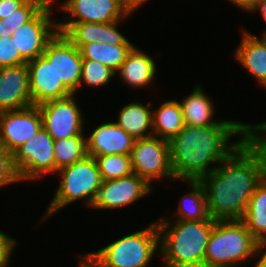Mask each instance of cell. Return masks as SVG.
Returning a JSON list of instances; mask_svg holds the SVG:
<instances>
[{
	"label": "cell",
	"mask_w": 266,
	"mask_h": 267,
	"mask_svg": "<svg viewBox=\"0 0 266 267\" xmlns=\"http://www.w3.org/2000/svg\"><path fill=\"white\" fill-rule=\"evenodd\" d=\"M27 0H0V19H4L21 7Z\"/></svg>",
	"instance_id": "obj_34"
},
{
	"label": "cell",
	"mask_w": 266,
	"mask_h": 267,
	"mask_svg": "<svg viewBox=\"0 0 266 267\" xmlns=\"http://www.w3.org/2000/svg\"><path fill=\"white\" fill-rule=\"evenodd\" d=\"M266 88V84L264 85ZM248 130L251 134H265L266 133V121L259 123V124H246Z\"/></svg>",
	"instance_id": "obj_38"
},
{
	"label": "cell",
	"mask_w": 266,
	"mask_h": 267,
	"mask_svg": "<svg viewBox=\"0 0 266 267\" xmlns=\"http://www.w3.org/2000/svg\"><path fill=\"white\" fill-rule=\"evenodd\" d=\"M262 37L265 39L266 41V32L265 33H262Z\"/></svg>",
	"instance_id": "obj_42"
},
{
	"label": "cell",
	"mask_w": 266,
	"mask_h": 267,
	"mask_svg": "<svg viewBox=\"0 0 266 267\" xmlns=\"http://www.w3.org/2000/svg\"><path fill=\"white\" fill-rule=\"evenodd\" d=\"M20 181L19 173L13 162V153L0 144V187Z\"/></svg>",
	"instance_id": "obj_31"
},
{
	"label": "cell",
	"mask_w": 266,
	"mask_h": 267,
	"mask_svg": "<svg viewBox=\"0 0 266 267\" xmlns=\"http://www.w3.org/2000/svg\"><path fill=\"white\" fill-rule=\"evenodd\" d=\"M191 191L180 199L176 220L198 221L208 219L205 188L200 181H188Z\"/></svg>",
	"instance_id": "obj_26"
},
{
	"label": "cell",
	"mask_w": 266,
	"mask_h": 267,
	"mask_svg": "<svg viewBox=\"0 0 266 267\" xmlns=\"http://www.w3.org/2000/svg\"><path fill=\"white\" fill-rule=\"evenodd\" d=\"M12 153L21 181H35L55 173L54 139L43 127Z\"/></svg>",
	"instance_id": "obj_7"
},
{
	"label": "cell",
	"mask_w": 266,
	"mask_h": 267,
	"mask_svg": "<svg viewBox=\"0 0 266 267\" xmlns=\"http://www.w3.org/2000/svg\"><path fill=\"white\" fill-rule=\"evenodd\" d=\"M266 176V136L250 134L200 183L213 220H242L256 186Z\"/></svg>",
	"instance_id": "obj_1"
},
{
	"label": "cell",
	"mask_w": 266,
	"mask_h": 267,
	"mask_svg": "<svg viewBox=\"0 0 266 267\" xmlns=\"http://www.w3.org/2000/svg\"><path fill=\"white\" fill-rule=\"evenodd\" d=\"M156 252H160V236L153 222L88 255L101 267H148Z\"/></svg>",
	"instance_id": "obj_5"
},
{
	"label": "cell",
	"mask_w": 266,
	"mask_h": 267,
	"mask_svg": "<svg viewBox=\"0 0 266 267\" xmlns=\"http://www.w3.org/2000/svg\"><path fill=\"white\" fill-rule=\"evenodd\" d=\"M134 45H112L101 42L83 44L79 50L83 59L98 61L115 72L126 60Z\"/></svg>",
	"instance_id": "obj_24"
},
{
	"label": "cell",
	"mask_w": 266,
	"mask_h": 267,
	"mask_svg": "<svg viewBox=\"0 0 266 267\" xmlns=\"http://www.w3.org/2000/svg\"><path fill=\"white\" fill-rule=\"evenodd\" d=\"M164 219L156 221L164 267H205L206 248L215 220L209 217L198 221L176 220L171 224Z\"/></svg>",
	"instance_id": "obj_3"
},
{
	"label": "cell",
	"mask_w": 266,
	"mask_h": 267,
	"mask_svg": "<svg viewBox=\"0 0 266 267\" xmlns=\"http://www.w3.org/2000/svg\"><path fill=\"white\" fill-rule=\"evenodd\" d=\"M52 6L54 4L47 3L29 22L12 33L11 41L26 62L41 56L58 32L57 22L51 18Z\"/></svg>",
	"instance_id": "obj_10"
},
{
	"label": "cell",
	"mask_w": 266,
	"mask_h": 267,
	"mask_svg": "<svg viewBox=\"0 0 266 267\" xmlns=\"http://www.w3.org/2000/svg\"><path fill=\"white\" fill-rule=\"evenodd\" d=\"M87 144L85 135L54 141L55 173L85 158Z\"/></svg>",
	"instance_id": "obj_27"
},
{
	"label": "cell",
	"mask_w": 266,
	"mask_h": 267,
	"mask_svg": "<svg viewBox=\"0 0 266 267\" xmlns=\"http://www.w3.org/2000/svg\"><path fill=\"white\" fill-rule=\"evenodd\" d=\"M153 59L134 46L116 74H120V79L131 87H145L152 83V80L156 77L155 74H157Z\"/></svg>",
	"instance_id": "obj_20"
},
{
	"label": "cell",
	"mask_w": 266,
	"mask_h": 267,
	"mask_svg": "<svg viewBox=\"0 0 266 267\" xmlns=\"http://www.w3.org/2000/svg\"><path fill=\"white\" fill-rule=\"evenodd\" d=\"M57 173L60 174L61 181L42 221L79 199H83V204L88 206L102 183L98 164L95 158L89 155L58 170Z\"/></svg>",
	"instance_id": "obj_6"
},
{
	"label": "cell",
	"mask_w": 266,
	"mask_h": 267,
	"mask_svg": "<svg viewBox=\"0 0 266 267\" xmlns=\"http://www.w3.org/2000/svg\"><path fill=\"white\" fill-rule=\"evenodd\" d=\"M152 188L135 173L118 179L102 181L88 207L99 210L118 209L143 198L152 192Z\"/></svg>",
	"instance_id": "obj_11"
},
{
	"label": "cell",
	"mask_w": 266,
	"mask_h": 267,
	"mask_svg": "<svg viewBox=\"0 0 266 267\" xmlns=\"http://www.w3.org/2000/svg\"><path fill=\"white\" fill-rule=\"evenodd\" d=\"M239 140L229 143L235 135ZM246 124L221 120L210 126H187L169 141L170 160L175 179L200 181L210 174L249 135ZM216 163L213 167L209 166ZM218 164V165H217Z\"/></svg>",
	"instance_id": "obj_2"
},
{
	"label": "cell",
	"mask_w": 266,
	"mask_h": 267,
	"mask_svg": "<svg viewBox=\"0 0 266 267\" xmlns=\"http://www.w3.org/2000/svg\"><path fill=\"white\" fill-rule=\"evenodd\" d=\"M16 240L0 231V267H7L16 247Z\"/></svg>",
	"instance_id": "obj_33"
},
{
	"label": "cell",
	"mask_w": 266,
	"mask_h": 267,
	"mask_svg": "<svg viewBox=\"0 0 266 267\" xmlns=\"http://www.w3.org/2000/svg\"><path fill=\"white\" fill-rule=\"evenodd\" d=\"M47 3L44 0H27L4 19H0V36L12 37V33L29 22Z\"/></svg>",
	"instance_id": "obj_28"
},
{
	"label": "cell",
	"mask_w": 266,
	"mask_h": 267,
	"mask_svg": "<svg viewBox=\"0 0 266 267\" xmlns=\"http://www.w3.org/2000/svg\"><path fill=\"white\" fill-rule=\"evenodd\" d=\"M82 257L79 263V267H101L92 257L88 254H82Z\"/></svg>",
	"instance_id": "obj_39"
},
{
	"label": "cell",
	"mask_w": 266,
	"mask_h": 267,
	"mask_svg": "<svg viewBox=\"0 0 266 267\" xmlns=\"http://www.w3.org/2000/svg\"><path fill=\"white\" fill-rule=\"evenodd\" d=\"M264 248L265 250L263 251ZM260 252L262 254L261 257L258 256ZM255 254H257L255 256L259 257V260L254 267H266V236L256 240Z\"/></svg>",
	"instance_id": "obj_35"
},
{
	"label": "cell",
	"mask_w": 266,
	"mask_h": 267,
	"mask_svg": "<svg viewBox=\"0 0 266 267\" xmlns=\"http://www.w3.org/2000/svg\"><path fill=\"white\" fill-rule=\"evenodd\" d=\"M242 221L256 240L266 236V176L256 186Z\"/></svg>",
	"instance_id": "obj_25"
},
{
	"label": "cell",
	"mask_w": 266,
	"mask_h": 267,
	"mask_svg": "<svg viewBox=\"0 0 266 267\" xmlns=\"http://www.w3.org/2000/svg\"><path fill=\"white\" fill-rule=\"evenodd\" d=\"M86 137L89 156L109 154L130 155L135 139L120 128L115 122L100 124Z\"/></svg>",
	"instance_id": "obj_18"
},
{
	"label": "cell",
	"mask_w": 266,
	"mask_h": 267,
	"mask_svg": "<svg viewBox=\"0 0 266 267\" xmlns=\"http://www.w3.org/2000/svg\"><path fill=\"white\" fill-rule=\"evenodd\" d=\"M126 12L131 15L135 9L138 10L140 5L142 6L148 0H122Z\"/></svg>",
	"instance_id": "obj_36"
},
{
	"label": "cell",
	"mask_w": 266,
	"mask_h": 267,
	"mask_svg": "<svg viewBox=\"0 0 266 267\" xmlns=\"http://www.w3.org/2000/svg\"><path fill=\"white\" fill-rule=\"evenodd\" d=\"M48 101L38 105L42 127L55 140L84 134V116L74 96Z\"/></svg>",
	"instance_id": "obj_9"
},
{
	"label": "cell",
	"mask_w": 266,
	"mask_h": 267,
	"mask_svg": "<svg viewBox=\"0 0 266 267\" xmlns=\"http://www.w3.org/2000/svg\"><path fill=\"white\" fill-rule=\"evenodd\" d=\"M32 105L26 63L0 67V113Z\"/></svg>",
	"instance_id": "obj_17"
},
{
	"label": "cell",
	"mask_w": 266,
	"mask_h": 267,
	"mask_svg": "<svg viewBox=\"0 0 266 267\" xmlns=\"http://www.w3.org/2000/svg\"><path fill=\"white\" fill-rule=\"evenodd\" d=\"M94 158L102 181L118 179L133 173L130 155L109 154Z\"/></svg>",
	"instance_id": "obj_29"
},
{
	"label": "cell",
	"mask_w": 266,
	"mask_h": 267,
	"mask_svg": "<svg viewBox=\"0 0 266 267\" xmlns=\"http://www.w3.org/2000/svg\"><path fill=\"white\" fill-rule=\"evenodd\" d=\"M153 136L170 141L184 127L182 108L177 100L165 101L152 111Z\"/></svg>",
	"instance_id": "obj_23"
},
{
	"label": "cell",
	"mask_w": 266,
	"mask_h": 267,
	"mask_svg": "<svg viewBox=\"0 0 266 267\" xmlns=\"http://www.w3.org/2000/svg\"><path fill=\"white\" fill-rule=\"evenodd\" d=\"M242 40L235 50L239 64L254 76L261 85L266 84V41L263 37L242 31Z\"/></svg>",
	"instance_id": "obj_19"
},
{
	"label": "cell",
	"mask_w": 266,
	"mask_h": 267,
	"mask_svg": "<svg viewBox=\"0 0 266 267\" xmlns=\"http://www.w3.org/2000/svg\"><path fill=\"white\" fill-rule=\"evenodd\" d=\"M120 22L121 20L110 23L57 21V28L59 33H62L78 48L83 44L91 42H101L112 45H133L117 29Z\"/></svg>",
	"instance_id": "obj_16"
},
{
	"label": "cell",
	"mask_w": 266,
	"mask_h": 267,
	"mask_svg": "<svg viewBox=\"0 0 266 267\" xmlns=\"http://www.w3.org/2000/svg\"><path fill=\"white\" fill-rule=\"evenodd\" d=\"M60 8L69 17L64 22L110 23L129 17L122 0H66Z\"/></svg>",
	"instance_id": "obj_15"
},
{
	"label": "cell",
	"mask_w": 266,
	"mask_h": 267,
	"mask_svg": "<svg viewBox=\"0 0 266 267\" xmlns=\"http://www.w3.org/2000/svg\"><path fill=\"white\" fill-rule=\"evenodd\" d=\"M42 129L38 106L0 113V144L13 152Z\"/></svg>",
	"instance_id": "obj_13"
},
{
	"label": "cell",
	"mask_w": 266,
	"mask_h": 267,
	"mask_svg": "<svg viewBox=\"0 0 266 267\" xmlns=\"http://www.w3.org/2000/svg\"><path fill=\"white\" fill-rule=\"evenodd\" d=\"M203 91L200 84H196L193 91L180 103L184 125L187 126H210L218 124L221 120L212 119L214 104Z\"/></svg>",
	"instance_id": "obj_22"
},
{
	"label": "cell",
	"mask_w": 266,
	"mask_h": 267,
	"mask_svg": "<svg viewBox=\"0 0 266 267\" xmlns=\"http://www.w3.org/2000/svg\"><path fill=\"white\" fill-rule=\"evenodd\" d=\"M42 55L53 65L58 80L76 95L83 61L79 48L57 32L47 43Z\"/></svg>",
	"instance_id": "obj_12"
},
{
	"label": "cell",
	"mask_w": 266,
	"mask_h": 267,
	"mask_svg": "<svg viewBox=\"0 0 266 267\" xmlns=\"http://www.w3.org/2000/svg\"><path fill=\"white\" fill-rule=\"evenodd\" d=\"M112 68L90 59H83L81 68L80 87L85 84L88 87H99L108 84L116 75Z\"/></svg>",
	"instance_id": "obj_30"
},
{
	"label": "cell",
	"mask_w": 266,
	"mask_h": 267,
	"mask_svg": "<svg viewBox=\"0 0 266 267\" xmlns=\"http://www.w3.org/2000/svg\"><path fill=\"white\" fill-rule=\"evenodd\" d=\"M235 6L241 8V10H245L251 12L255 7L257 0H229Z\"/></svg>",
	"instance_id": "obj_37"
},
{
	"label": "cell",
	"mask_w": 266,
	"mask_h": 267,
	"mask_svg": "<svg viewBox=\"0 0 266 267\" xmlns=\"http://www.w3.org/2000/svg\"><path fill=\"white\" fill-rule=\"evenodd\" d=\"M135 101L120 110L118 121L115 123L134 139L151 137L153 136L152 108L154 107L150 102L145 106L141 102ZM148 128L151 130L149 131Z\"/></svg>",
	"instance_id": "obj_21"
},
{
	"label": "cell",
	"mask_w": 266,
	"mask_h": 267,
	"mask_svg": "<svg viewBox=\"0 0 266 267\" xmlns=\"http://www.w3.org/2000/svg\"><path fill=\"white\" fill-rule=\"evenodd\" d=\"M256 239L242 220H215L205 267H236L255 257Z\"/></svg>",
	"instance_id": "obj_4"
},
{
	"label": "cell",
	"mask_w": 266,
	"mask_h": 267,
	"mask_svg": "<svg viewBox=\"0 0 266 267\" xmlns=\"http://www.w3.org/2000/svg\"><path fill=\"white\" fill-rule=\"evenodd\" d=\"M27 63L11 41V37L0 36V67L15 66Z\"/></svg>",
	"instance_id": "obj_32"
},
{
	"label": "cell",
	"mask_w": 266,
	"mask_h": 267,
	"mask_svg": "<svg viewBox=\"0 0 266 267\" xmlns=\"http://www.w3.org/2000/svg\"><path fill=\"white\" fill-rule=\"evenodd\" d=\"M26 65L32 105L38 106L73 94L61 80H58L53 65L43 55L27 62Z\"/></svg>",
	"instance_id": "obj_14"
},
{
	"label": "cell",
	"mask_w": 266,
	"mask_h": 267,
	"mask_svg": "<svg viewBox=\"0 0 266 267\" xmlns=\"http://www.w3.org/2000/svg\"><path fill=\"white\" fill-rule=\"evenodd\" d=\"M133 173L150 186L154 179H175L170 160L169 142L156 136L135 139L130 153Z\"/></svg>",
	"instance_id": "obj_8"
},
{
	"label": "cell",
	"mask_w": 266,
	"mask_h": 267,
	"mask_svg": "<svg viewBox=\"0 0 266 267\" xmlns=\"http://www.w3.org/2000/svg\"><path fill=\"white\" fill-rule=\"evenodd\" d=\"M46 3H51V4H53L55 1H57V0H44Z\"/></svg>",
	"instance_id": "obj_41"
},
{
	"label": "cell",
	"mask_w": 266,
	"mask_h": 267,
	"mask_svg": "<svg viewBox=\"0 0 266 267\" xmlns=\"http://www.w3.org/2000/svg\"><path fill=\"white\" fill-rule=\"evenodd\" d=\"M259 11L261 13V16L263 17L264 21L266 22V0H258L255 7L252 9V13ZM266 30L263 32L265 33Z\"/></svg>",
	"instance_id": "obj_40"
}]
</instances>
